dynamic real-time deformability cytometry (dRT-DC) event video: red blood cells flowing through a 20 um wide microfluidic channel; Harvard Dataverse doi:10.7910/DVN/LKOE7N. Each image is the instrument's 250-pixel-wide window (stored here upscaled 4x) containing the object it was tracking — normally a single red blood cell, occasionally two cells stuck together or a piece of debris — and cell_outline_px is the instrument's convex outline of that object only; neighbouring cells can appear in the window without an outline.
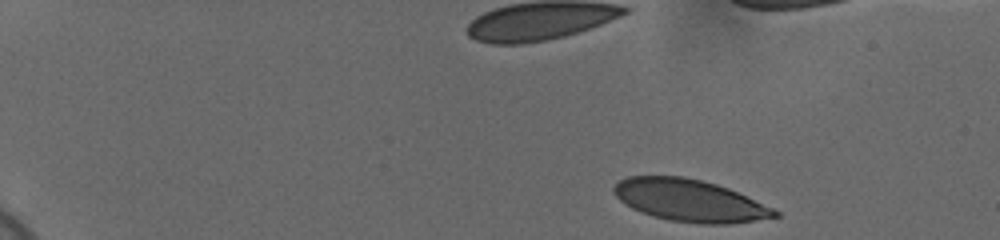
{"species": "human", "species_latin": "Homo sapiens", "temperature_condition": "cold", "stored_images_in_passage": 50, "camera_frame_rate_fps": 3000, "um_per_image_px": 0.085, "donor": {"sex": "female"}, "frame": {"image": 1, "passage_image": 1, "time_ms": 0.0, "image_size_px": [1000, 240], "cell_outline_px": [[780, 216], [756, 220], [728, 224], [700, 224], [668, 220], [652, 216], [632, 208], [624, 204], [612, 192], [612, 188], [620, 180], [628, 176], [684, 176], [716, 184], [728, 188], [772, 208], [780, 212]], "centroid_in_image_um": [58.59, 17.04], "position_along_channel_um": 26.4, "area_um2": 39.3}}
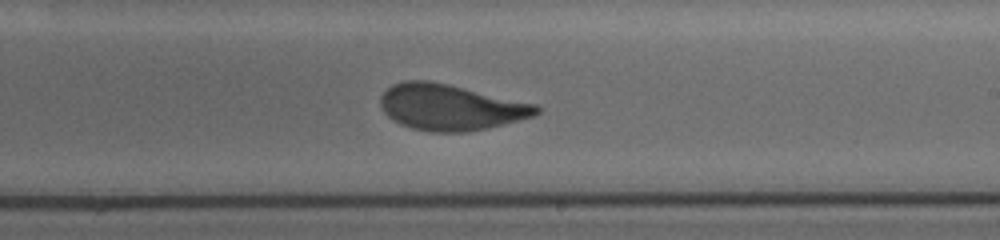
{"frame": {"image": 2, "passage_image": 30, "time_ms": 9.667, "image_size_px": [1000, 240], "cell_outline_px": [[540, 112], [536, 116], [488, 128], [468, 132], [432, 132], [412, 128], [400, 124], [388, 116], [384, 112], [380, 104], [380, 96], [392, 84], [404, 80], [428, 80], [448, 84], [536, 104], [540, 108]], "centroid_in_image_um": [38.29, 9.12], "position_along_channel_um": 250.7, "area_um2": 41.79}}
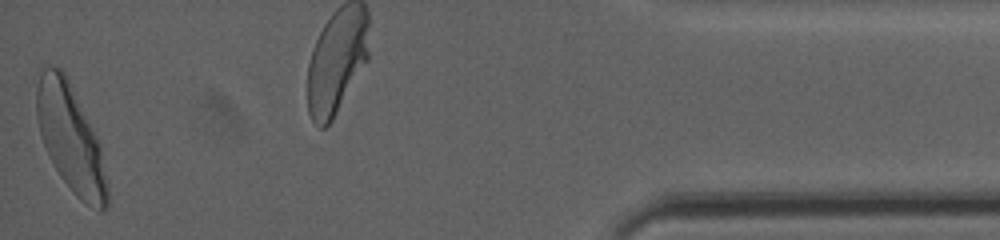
{"frame": {"image": 3, "passage_image": 50, "time_ms": 16.333, "image_size_px": [1000, 240], "cell_outline_px": [[108, 208], [104, 212], [100, 212], [84, 204], [72, 192], [60, 176], [44, 144], [40, 132], [36, 116], [36, 88], [44, 64], [60, 68], [64, 72], [100, 144], [108, 188]], "centroid_in_image_um": [6.01, 11.81], "position_along_channel_um": 429.2, "area_um2": 43.7}, "authors_computed_cell_mechanics": {"area_um2": 41.616, "velocity_mm_per_s": 3.6693, "shape_relaxation_time_tau1_ms": 3.7591, "shape_relaxation_time_tau2_ms": 0.8526, "deformation_change_tau1": 0.1629, "deformation_change_tau2": 0.0694}}